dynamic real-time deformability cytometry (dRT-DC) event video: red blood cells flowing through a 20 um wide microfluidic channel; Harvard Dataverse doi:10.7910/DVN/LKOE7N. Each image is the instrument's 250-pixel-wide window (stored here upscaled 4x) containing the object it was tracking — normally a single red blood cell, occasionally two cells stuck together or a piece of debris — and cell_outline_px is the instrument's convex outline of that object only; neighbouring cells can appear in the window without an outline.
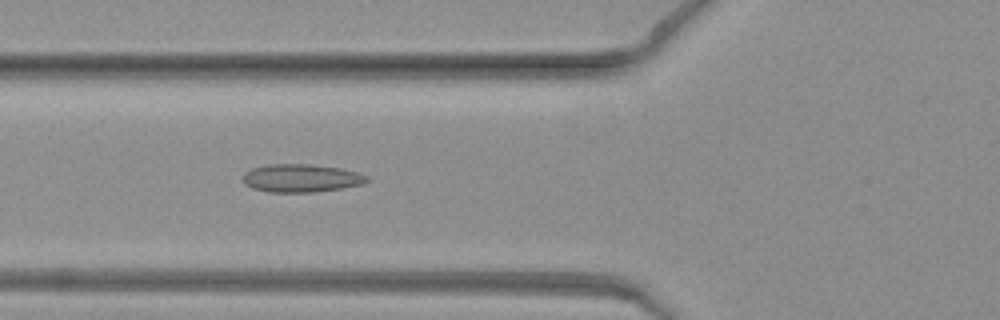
{"species": "common noctule bat (a hibernating species)", "species_latin": "Nyctalus noctula", "temperature_condition": "warm", "stored_images_in_passage": 49, "camera_frame_rate_fps": 3000, "um_per_image_px": 0.085, "animal": {"sex": "female", "body_mass_g": 19.3, "forearm_length_mm": 54.1}, "frame": {"image": 1, "passage_image": 18, "time_ms": 5.667, "image_size_px": [1000, 320], "cell_outline_px": [[368, 180], [364, 184], [340, 188], [312, 192], [268, 192], [252, 188], [244, 184], [244, 172], [252, 168], [268, 164], [308, 164], [340, 168], [356, 172], [368, 176]], "centroid_in_image_um": [25.58, 15.14], "position_along_channel_um": 100.2, "area_um2": 20.17}}
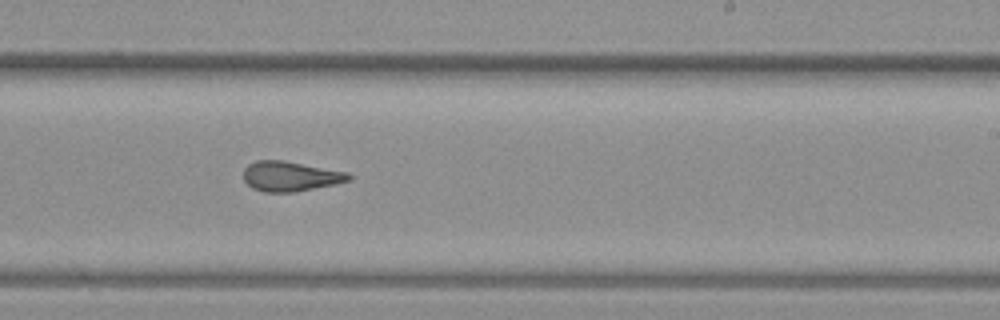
{"frame": {"image": 2, "passage_image": 30, "time_ms": 9.667, "image_size_px": [1000, 320], "cell_outline_px": [[352, 180], [296, 192], [264, 192], [252, 188], [244, 180], [244, 168], [248, 164], [256, 160], [284, 160], [348, 172], [352, 176]], "centroid_in_image_um": [24.68, 14.98], "position_along_channel_um": 264.3, "area_um2": 18.44}}
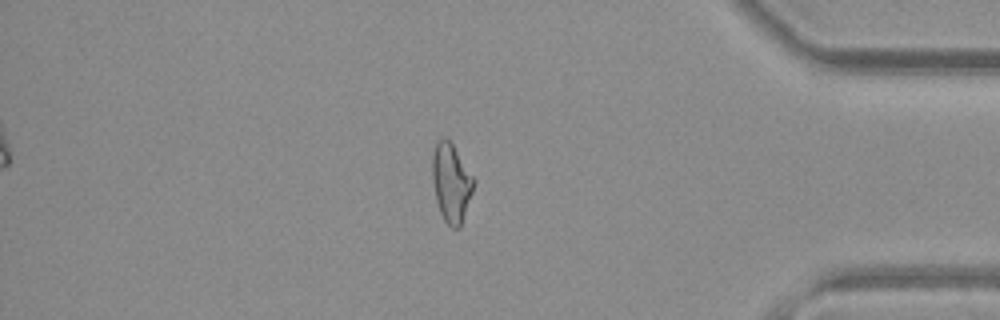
{"frame": {"image": 3, "passage_image": 42, "time_ms": 13.667, "image_size_px": [1000, 320], "cell_outline_px": [[476, 180], [460, 228], [452, 228], [444, 220], [440, 212], [436, 200], [432, 180], [432, 156], [436, 140], [440, 136], [444, 136], [452, 144]], "centroid_in_image_um": [38.34, 15.5], "position_along_channel_um": 396.9, "area_um2": 19.02}}